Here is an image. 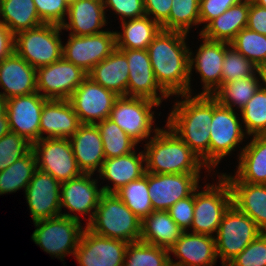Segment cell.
<instances>
[{
	"label": "cell",
	"instance_id": "6da1fadb",
	"mask_svg": "<svg viewBox=\"0 0 266 266\" xmlns=\"http://www.w3.org/2000/svg\"><path fill=\"white\" fill-rule=\"evenodd\" d=\"M187 34L161 30L147 51L158 84L169 95L191 94Z\"/></svg>",
	"mask_w": 266,
	"mask_h": 266
},
{
	"label": "cell",
	"instance_id": "7a4b0ae2",
	"mask_svg": "<svg viewBox=\"0 0 266 266\" xmlns=\"http://www.w3.org/2000/svg\"><path fill=\"white\" fill-rule=\"evenodd\" d=\"M182 94L176 102L165 127L171 128L200 157L209 170V126L213 118V96Z\"/></svg>",
	"mask_w": 266,
	"mask_h": 266
},
{
	"label": "cell",
	"instance_id": "3957f363",
	"mask_svg": "<svg viewBox=\"0 0 266 266\" xmlns=\"http://www.w3.org/2000/svg\"><path fill=\"white\" fill-rule=\"evenodd\" d=\"M155 135L145 145L146 172L154 174L200 173L205 164L179 136L168 130L154 129Z\"/></svg>",
	"mask_w": 266,
	"mask_h": 266
},
{
	"label": "cell",
	"instance_id": "277c9868",
	"mask_svg": "<svg viewBox=\"0 0 266 266\" xmlns=\"http://www.w3.org/2000/svg\"><path fill=\"white\" fill-rule=\"evenodd\" d=\"M142 220L114 193H103L87 227L95 234L125 241H140Z\"/></svg>",
	"mask_w": 266,
	"mask_h": 266
},
{
	"label": "cell",
	"instance_id": "5b68a950",
	"mask_svg": "<svg viewBox=\"0 0 266 266\" xmlns=\"http://www.w3.org/2000/svg\"><path fill=\"white\" fill-rule=\"evenodd\" d=\"M60 25L43 23L14 35V52L34 68L49 65L62 58Z\"/></svg>",
	"mask_w": 266,
	"mask_h": 266
},
{
	"label": "cell",
	"instance_id": "8992f818",
	"mask_svg": "<svg viewBox=\"0 0 266 266\" xmlns=\"http://www.w3.org/2000/svg\"><path fill=\"white\" fill-rule=\"evenodd\" d=\"M79 218L63 213L58 217L35 221L36 229L31 238L41 249L62 260L67 253L74 255L78 248L84 230Z\"/></svg>",
	"mask_w": 266,
	"mask_h": 266
},
{
	"label": "cell",
	"instance_id": "52a82bcc",
	"mask_svg": "<svg viewBox=\"0 0 266 266\" xmlns=\"http://www.w3.org/2000/svg\"><path fill=\"white\" fill-rule=\"evenodd\" d=\"M262 231L256 223L233 204L223 214L215 238L216 255L226 266Z\"/></svg>",
	"mask_w": 266,
	"mask_h": 266
},
{
	"label": "cell",
	"instance_id": "ba28073f",
	"mask_svg": "<svg viewBox=\"0 0 266 266\" xmlns=\"http://www.w3.org/2000/svg\"><path fill=\"white\" fill-rule=\"evenodd\" d=\"M218 177V185L208 184L203 191H194L192 233L209 236L217 233L223 214L232 204L231 189L227 180L221 175Z\"/></svg>",
	"mask_w": 266,
	"mask_h": 266
},
{
	"label": "cell",
	"instance_id": "9c48e42d",
	"mask_svg": "<svg viewBox=\"0 0 266 266\" xmlns=\"http://www.w3.org/2000/svg\"><path fill=\"white\" fill-rule=\"evenodd\" d=\"M37 169L52 175L59 182L81 176L69 139L43 138L32 144Z\"/></svg>",
	"mask_w": 266,
	"mask_h": 266
},
{
	"label": "cell",
	"instance_id": "30bf717a",
	"mask_svg": "<svg viewBox=\"0 0 266 266\" xmlns=\"http://www.w3.org/2000/svg\"><path fill=\"white\" fill-rule=\"evenodd\" d=\"M235 111L220 105L213 97V118L209 126V171L244 139V130Z\"/></svg>",
	"mask_w": 266,
	"mask_h": 266
},
{
	"label": "cell",
	"instance_id": "8fae6325",
	"mask_svg": "<svg viewBox=\"0 0 266 266\" xmlns=\"http://www.w3.org/2000/svg\"><path fill=\"white\" fill-rule=\"evenodd\" d=\"M159 105L147 98L119 96L111 109L109 119L139 143L150 136L154 122V112L151 108Z\"/></svg>",
	"mask_w": 266,
	"mask_h": 266
},
{
	"label": "cell",
	"instance_id": "7c38bea8",
	"mask_svg": "<svg viewBox=\"0 0 266 266\" xmlns=\"http://www.w3.org/2000/svg\"><path fill=\"white\" fill-rule=\"evenodd\" d=\"M87 77L80 67L63 57L36 69L37 92L46 99L68 100Z\"/></svg>",
	"mask_w": 266,
	"mask_h": 266
},
{
	"label": "cell",
	"instance_id": "4fadbf2b",
	"mask_svg": "<svg viewBox=\"0 0 266 266\" xmlns=\"http://www.w3.org/2000/svg\"><path fill=\"white\" fill-rule=\"evenodd\" d=\"M116 49V32L103 31L88 36L69 35L62 57L87 74Z\"/></svg>",
	"mask_w": 266,
	"mask_h": 266
},
{
	"label": "cell",
	"instance_id": "5bb4252c",
	"mask_svg": "<svg viewBox=\"0 0 266 266\" xmlns=\"http://www.w3.org/2000/svg\"><path fill=\"white\" fill-rule=\"evenodd\" d=\"M119 96L86 77L68 99L81 124L96 125L109 118Z\"/></svg>",
	"mask_w": 266,
	"mask_h": 266
},
{
	"label": "cell",
	"instance_id": "9a60e30c",
	"mask_svg": "<svg viewBox=\"0 0 266 266\" xmlns=\"http://www.w3.org/2000/svg\"><path fill=\"white\" fill-rule=\"evenodd\" d=\"M128 243L83 230L74 256L80 266H124Z\"/></svg>",
	"mask_w": 266,
	"mask_h": 266
},
{
	"label": "cell",
	"instance_id": "2e32d148",
	"mask_svg": "<svg viewBox=\"0 0 266 266\" xmlns=\"http://www.w3.org/2000/svg\"><path fill=\"white\" fill-rule=\"evenodd\" d=\"M200 173L154 174L148 172V192L154 211H167L198 189Z\"/></svg>",
	"mask_w": 266,
	"mask_h": 266
},
{
	"label": "cell",
	"instance_id": "e0dca14e",
	"mask_svg": "<svg viewBox=\"0 0 266 266\" xmlns=\"http://www.w3.org/2000/svg\"><path fill=\"white\" fill-rule=\"evenodd\" d=\"M47 100L38 92L7 99L10 131L23 136L31 144L40 140V118Z\"/></svg>",
	"mask_w": 266,
	"mask_h": 266
},
{
	"label": "cell",
	"instance_id": "ac0fdd59",
	"mask_svg": "<svg viewBox=\"0 0 266 266\" xmlns=\"http://www.w3.org/2000/svg\"><path fill=\"white\" fill-rule=\"evenodd\" d=\"M61 182L37 169L25 189L33 222L60 216Z\"/></svg>",
	"mask_w": 266,
	"mask_h": 266
},
{
	"label": "cell",
	"instance_id": "d6986e66",
	"mask_svg": "<svg viewBox=\"0 0 266 266\" xmlns=\"http://www.w3.org/2000/svg\"><path fill=\"white\" fill-rule=\"evenodd\" d=\"M127 58L129 80L127 96L151 99L161 104L162 98L170 95L158 84L147 49H119ZM160 91L162 97L158 96Z\"/></svg>",
	"mask_w": 266,
	"mask_h": 266
},
{
	"label": "cell",
	"instance_id": "ffe728a7",
	"mask_svg": "<svg viewBox=\"0 0 266 266\" xmlns=\"http://www.w3.org/2000/svg\"><path fill=\"white\" fill-rule=\"evenodd\" d=\"M203 43L200 45L195 58L190 51V75L192 68L200 73L203 82V92L199 95H212L221 86V71L227 46L230 43L223 41H212L202 37ZM195 64V65H194ZM194 65V66H193Z\"/></svg>",
	"mask_w": 266,
	"mask_h": 266
},
{
	"label": "cell",
	"instance_id": "44dd1931",
	"mask_svg": "<svg viewBox=\"0 0 266 266\" xmlns=\"http://www.w3.org/2000/svg\"><path fill=\"white\" fill-rule=\"evenodd\" d=\"M170 252L180 259L173 262L169 257L172 266H213L217 261L215 237L204 234L183 231Z\"/></svg>",
	"mask_w": 266,
	"mask_h": 266
},
{
	"label": "cell",
	"instance_id": "7402d4cb",
	"mask_svg": "<svg viewBox=\"0 0 266 266\" xmlns=\"http://www.w3.org/2000/svg\"><path fill=\"white\" fill-rule=\"evenodd\" d=\"M0 94L6 98L24 96L37 92L36 68L13 52L0 60Z\"/></svg>",
	"mask_w": 266,
	"mask_h": 266
},
{
	"label": "cell",
	"instance_id": "603a6c76",
	"mask_svg": "<svg viewBox=\"0 0 266 266\" xmlns=\"http://www.w3.org/2000/svg\"><path fill=\"white\" fill-rule=\"evenodd\" d=\"M93 174H82L81 176L61 183L60 206L68 208L78 214H90L89 222L92 220L100 198L104 193L102 188L98 189L97 180L92 179ZM94 209V210H92ZM92 210V211H91Z\"/></svg>",
	"mask_w": 266,
	"mask_h": 266
},
{
	"label": "cell",
	"instance_id": "cb8c5ba5",
	"mask_svg": "<svg viewBox=\"0 0 266 266\" xmlns=\"http://www.w3.org/2000/svg\"><path fill=\"white\" fill-rule=\"evenodd\" d=\"M81 125L69 100L48 99L42 108L40 118V139H70Z\"/></svg>",
	"mask_w": 266,
	"mask_h": 266
},
{
	"label": "cell",
	"instance_id": "d4e9b609",
	"mask_svg": "<svg viewBox=\"0 0 266 266\" xmlns=\"http://www.w3.org/2000/svg\"><path fill=\"white\" fill-rule=\"evenodd\" d=\"M79 169L84 174H94L101 169L105 154L100 131L97 125L81 124L69 139Z\"/></svg>",
	"mask_w": 266,
	"mask_h": 266
},
{
	"label": "cell",
	"instance_id": "484cf974",
	"mask_svg": "<svg viewBox=\"0 0 266 266\" xmlns=\"http://www.w3.org/2000/svg\"><path fill=\"white\" fill-rule=\"evenodd\" d=\"M69 22L61 24V29L70 30L71 35L88 36L103 32L107 22L102 0H75L69 4Z\"/></svg>",
	"mask_w": 266,
	"mask_h": 266
},
{
	"label": "cell",
	"instance_id": "4316f807",
	"mask_svg": "<svg viewBox=\"0 0 266 266\" xmlns=\"http://www.w3.org/2000/svg\"><path fill=\"white\" fill-rule=\"evenodd\" d=\"M235 176L222 174L227 182L266 184V135H255L242 149Z\"/></svg>",
	"mask_w": 266,
	"mask_h": 266
},
{
	"label": "cell",
	"instance_id": "83f0119b",
	"mask_svg": "<svg viewBox=\"0 0 266 266\" xmlns=\"http://www.w3.org/2000/svg\"><path fill=\"white\" fill-rule=\"evenodd\" d=\"M144 152L135 151L130 154L105 159L99 171L100 177L112 181L113 187H101L104 193H115L131 181L141 178L146 173Z\"/></svg>",
	"mask_w": 266,
	"mask_h": 266
},
{
	"label": "cell",
	"instance_id": "f1b7e54d",
	"mask_svg": "<svg viewBox=\"0 0 266 266\" xmlns=\"http://www.w3.org/2000/svg\"><path fill=\"white\" fill-rule=\"evenodd\" d=\"M232 204L248 215L262 231L266 232V184L228 182Z\"/></svg>",
	"mask_w": 266,
	"mask_h": 266
},
{
	"label": "cell",
	"instance_id": "f546056e",
	"mask_svg": "<svg viewBox=\"0 0 266 266\" xmlns=\"http://www.w3.org/2000/svg\"><path fill=\"white\" fill-rule=\"evenodd\" d=\"M94 82L118 96H127L129 68L126 55L115 49L87 74Z\"/></svg>",
	"mask_w": 266,
	"mask_h": 266
},
{
	"label": "cell",
	"instance_id": "4dcf8cb0",
	"mask_svg": "<svg viewBox=\"0 0 266 266\" xmlns=\"http://www.w3.org/2000/svg\"><path fill=\"white\" fill-rule=\"evenodd\" d=\"M248 12L249 0H243L205 25L200 31V36L212 41L230 43L243 28L247 27Z\"/></svg>",
	"mask_w": 266,
	"mask_h": 266
},
{
	"label": "cell",
	"instance_id": "1f68e13d",
	"mask_svg": "<svg viewBox=\"0 0 266 266\" xmlns=\"http://www.w3.org/2000/svg\"><path fill=\"white\" fill-rule=\"evenodd\" d=\"M183 230L170 217L168 211H153L142 220L140 240L169 250L180 238Z\"/></svg>",
	"mask_w": 266,
	"mask_h": 266
},
{
	"label": "cell",
	"instance_id": "d6a6232c",
	"mask_svg": "<svg viewBox=\"0 0 266 266\" xmlns=\"http://www.w3.org/2000/svg\"><path fill=\"white\" fill-rule=\"evenodd\" d=\"M123 32H116L117 49H147L162 30L161 25L148 16L122 21Z\"/></svg>",
	"mask_w": 266,
	"mask_h": 266
},
{
	"label": "cell",
	"instance_id": "836d02e7",
	"mask_svg": "<svg viewBox=\"0 0 266 266\" xmlns=\"http://www.w3.org/2000/svg\"><path fill=\"white\" fill-rule=\"evenodd\" d=\"M0 15L13 35L43 24L33 0H0Z\"/></svg>",
	"mask_w": 266,
	"mask_h": 266
},
{
	"label": "cell",
	"instance_id": "e575fe53",
	"mask_svg": "<svg viewBox=\"0 0 266 266\" xmlns=\"http://www.w3.org/2000/svg\"><path fill=\"white\" fill-rule=\"evenodd\" d=\"M36 170V155L31 149L5 170L0 171V195L16 192L21 188L25 190Z\"/></svg>",
	"mask_w": 266,
	"mask_h": 266
},
{
	"label": "cell",
	"instance_id": "d590c367",
	"mask_svg": "<svg viewBox=\"0 0 266 266\" xmlns=\"http://www.w3.org/2000/svg\"><path fill=\"white\" fill-rule=\"evenodd\" d=\"M259 82L255 74L237 79L221 85L212 96L220 105L231 109L233 105H237L241 110L261 87Z\"/></svg>",
	"mask_w": 266,
	"mask_h": 266
},
{
	"label": "cell",
	"instance_id": "8d00e7d4",
	"mask_svg": "<svg viewBox=\"0 0 266 266\" xmlns=\"http://www.w3.org/2000/svg\"><path fill=\"white\" fill-rule=\"evenodd\" d=\"M141 220L154 210L148 192V172L114 193Z\"/></svg>",
	"mask_w": 266,
	"mask_h": 266
},
{
	"label": "cell",
	"instance_id": "74e56055",
	"mask_svg": "<svg viewBox=\"0 0 266 266\" xmlns=\"http://www.w3.org/2000/svg\"><path fill=\"white\" fill-rule=\"evenodd\" d=\"M103 142L105 158L130 154L138 144L127 135L115 122L107 118L96 123Z\"/></svg>",
	"mask_w": 266,
	"mask_h": 266
},
{
	"label": "cell",
	"instance_id": "f35d334b",
	"mask_svg": "<svg viewBox=\"0 0 266 266\" xmlns=\"http://www.w3.org/2000/svg\"><path fill=\"white\" fill-rule=\"evenodd\" d=\"M169 250L143 241L128 243L124 266H169Z\"/></svg>",
	"mask_w": 266,
	"mask_h": 266
},
{
	"label": "cell",
	"instance_id": "ab89813d",
	"mask_svg": "<svg viewBox=\"0 0 266 266\" xmlns=\"http://www.w3.org/2000/svg\"><path fill=\"white\" fill-rule=\"evenodd\" d=\"M240 54L260 70L266 68V36L243 28L230 42Z\"/></svg>",
	"mask_w": 266,
	"mask_h": 266
},
{
	"label": "cell",
	"instance_id": "60d3db41",
	"mask_svg": "<svg viewBox=\"0 0 266 266\" xmlns=\"http://www.w3.org/2000/svg\"><path fill=\"white\" fill-rule=\"evenodd\" d=\"M200 0H172L169 18L161 25L162 30L189 33L192 25L200 23Z\"/></svg>",
	"mask_w": 266,
	"mask_h": 266
},
{
	"label": "cell",
	"instance_id": "b9f144b4",
	"mask_svg": "<svg viewBox=\"0 0 266 266\" xmlns=\"http://www.w3.org/2000/svg\"><path fill=\"white\" fill-rule=\"evenodd\" d=\"M239 111L247 135H266V91L262 86Z\"/></svg>",
	"mask_w": 266,
	"mask_h": 266
},
{
	"label": "cell",
	"instance_id": "7bdbcfd3",
	"mask_svg": "<svg viewBox=\"0 0 266 266\" xmlns=\"http://www.w3.org/2000/svg\"><path fill=\"white\" fill-rule=\"evenodd\" d=\"M254 74L261 75L260 69L240 54L233 46L229 45L226 48L222 64L221 85Z\"/></svg>",
	"mask_w": 266,
	"mask_h": 266
},
{
	"label": "cell",
	"instance_id": "ee69618b",
	"mask_svg": "<svg viewBox=\"0 0 266 266\" xmlns=\"http://www.w3.org/2000/svg\"><path fill=\"white\" fill-rule=\"evenodd\" d=\"M31 149L32 144L23 136L11 131L5 134L0 138V171L5 170Z\"/></svg>",
	"mask_w": 266,
	"mask_h": 266
},
{
	"label": "cell",
	"instance_id": "f6af8a7d",
	"mask_svg": "<svg viewBox=\"0 0 266 266\" xmlns=\"http://www.w3.org/2000/svg\"><path fill=\"white\" fill-rule=\"evenodd\" d=\"M226 266H266V232L259 234Z\"/></svg>",
	"mask_w": 266,
	"mask_h": 266
},
{
	"label": "cell",
	"instance_id": "bcb514c9",
	"mask_svg": "<svg viewBox=\"0 0 266 266\" xmlns=\"http://www.w3.org/2000/svg\"><path fill=\"white\" fill-rule=\"evenodd\" d=\"M43 23L60 25L65 20L69 4L65 0H33Z\"/></svg>",
	"mask_w": 266,
	"mask_h": 266
},
{
	"label": "cell",
	"instance_id": "7dc6e473",
	"mask_svg": "<svg viewBox=\"0 0 266 266\" xmlns=\"http://www.w3.org/2000/svg\"><path fill=\"white\" fill-rule=\"evenodd\" d=\"M167 211L183 231L188 230L189 227L191 228L194 212V192L190 196L177 201Z\"/></svg>",
	"mask_w": 266,
	"mask_h": 266
},
{
	"label": "cell",
	"instance_id": "c3c4849f",
	"mask_svg": "<svg viewBox=\"0 0 266 266\" xmlns=\"http://www.w3.org/2000/svg\"><path fill=\"white\" fill-rule=\"evenodd\" d=\"M104 8L110 7L121 21L145 16L144 0H103Z\"/></svg>",
	"mask_w": 266,
	"mask_h": 266
},
{
	"label": "cell",
	"instance_id": "681fc988",
	"mask_svg": "<svg viewBox=\"0 0 266 266\" xmlns=\"http://www.w3.org/2000/svg\"><path fill=\"white\" fill-rule=\"evenodd\" d=\"M243 0H200L199 15L200 24H208L214 18L220 16L231 6L241 3Z\"/></svg>",
	"mask_w": 266,
	"mask_h": 266
},
{
	"label": "cell",
	"instance_id": "f907efd6",
	"mask_svg": "<svg viewBox=\"0 0 266 266\" xmlns=\"http://www.w3.org/2000/svg\"><path fill=\"white\" fill-rule=\"evenodd\" d=\"M172 8V0H144L146 16L162 25L168 18Z\"/></svg>",
	"mask_w": 266,
	"mask_h": 266
},
{
	"label": "cell",
	"instance_id": "816d5d0a",
	"mask_svg": "<svg viewBox=\"0 0 266 266\" xmlns=\"http://www.w3.org/2000/svg\"><path fill=\"white\" fill-rule=\"evenodd\" d=\"M247 28L266 36V8L249 0Z\"/></svg>",
	"mask_w": 266,
	"mask_h": 266
},
{
	"label": "cell",
	"instance_id": "f5cc1de1",
	"mask_svg": "<svg viewBox=\"0 0 266 266\" xmlns=\"http://www.w3.org/2000/svg\"><path fill=\"white\" fill-rule=\"evenodd\" d=\"M14 52V35L0 20V60L10 56Z\"/></svg>",
	"mask_w": 266,
	"mask_h": 266
},
{
	"label": "cell",
	"instance_id": "db71d44e",
	"mask_svg": "<svg viewBox=\"0 0 266 266\" xmlns=\"http://www.w3.org/2000/svg\"><path fill=\"white\" fill-rule=\"evenodd\" d=\"M10 132L7 115L0 117V138Z\"/></svg>",
	"mask_w": 266,
	"mask_h": 266
},
{
	"label": "cell",
	"instance_id": "11a10c76",
	"mask_svg": "<svg viewBox=\"0 0 266 266\" xmlns=\"http://www.w3.org/2000/svg\"><path fill=\"white\" fill-rule=\"evenodd\" d=\"M7 99L0 94V117L6 115Z\"/></svg>",
	"mask_w": 266,
	"mask_h": 266
},
{
	"label": "cell",
	"instance_id": "9f6ffc18",
	"mask_svg": "<svg viewBox=\"0 0 266 266\" xmlns=\"http://www.w3.org/2000/svg\"><path fill=\"white\" fill-rule=\"evenodd\" d=\"M260 74L259 77L261 78V80L263 81L264 85L266 84V68L265 69H261L260 70ZM264 90L266 91V86L263 87Z\"/></svg>",
	"mask_w": 266,
	"mask_h": 266
},
{
	"label": "cell",
	"instance_id": "6f0895ef",
	"mask_svg": "<svg viewBox=\"0 0 266 266\" xmlns=\"http://www.w3.org/2000/svg\"><path fill=\"white\" fill-rule=\"evenodd\" d=\"M255 4L266 8V0H252Z\"/></svg>",
	"mask_w": 266,
	"mask_h": 266
},
{
	"label": "cell",
	"instance_id": "680465c9",
	"mask_svg": "<svg viewBox=\"0 0 266 266\" xmlns=\"http://www.w3.org/2000/svg\"><path fill=\"white\" fill-rule=\"evenodd\" d=\"M68 4L74 2L75 0H65Z\"/></svg>",
	"mask_w": 266,
	"mask_h": 266
}]
</instances>
